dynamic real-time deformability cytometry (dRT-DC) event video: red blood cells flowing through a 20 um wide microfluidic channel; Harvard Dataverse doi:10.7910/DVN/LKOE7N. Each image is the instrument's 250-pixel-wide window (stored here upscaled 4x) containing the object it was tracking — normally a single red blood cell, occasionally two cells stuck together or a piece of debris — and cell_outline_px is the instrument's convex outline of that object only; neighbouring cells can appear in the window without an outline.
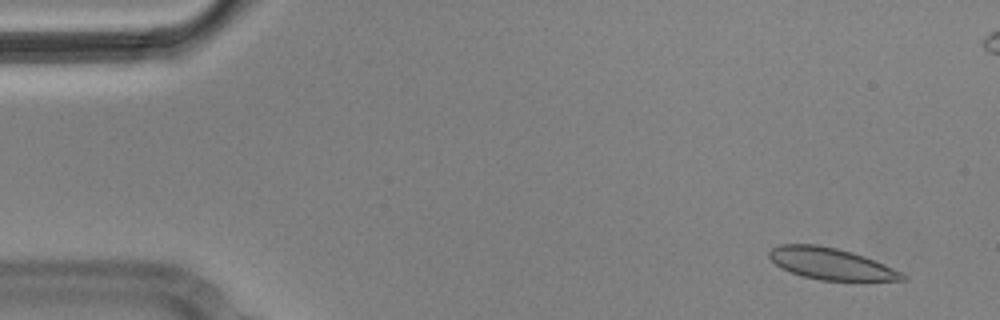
{"species": "Egyptian fruit bat (a non-hibernating species)", "species_latin": "Rousettus aegyptiacus", "temperature_condition": "cold", "stored_images_in_passage": 4, "camera_frame_rate_fps": 3000, "um_per_image_px": 0.085, "animal": {"sex": "male"}, "frame": {"image": 1, "passage_image": 1, "time_ms": 0.0, "image_size_px": [1000, 320], "cell_outline_px": [[908, 280], [820, 280], [800, 276], [780, 268], [768, 256], [768, 252], [772, 248], [780, 244], [816, 244], [836, 248], [852, 252], [864, 256], [892, 268], [908, 276]], "centroid_in_image_um": [70.58, 22.41], "position_along_channel_um": 14.4, "area_um2": 24.39}}